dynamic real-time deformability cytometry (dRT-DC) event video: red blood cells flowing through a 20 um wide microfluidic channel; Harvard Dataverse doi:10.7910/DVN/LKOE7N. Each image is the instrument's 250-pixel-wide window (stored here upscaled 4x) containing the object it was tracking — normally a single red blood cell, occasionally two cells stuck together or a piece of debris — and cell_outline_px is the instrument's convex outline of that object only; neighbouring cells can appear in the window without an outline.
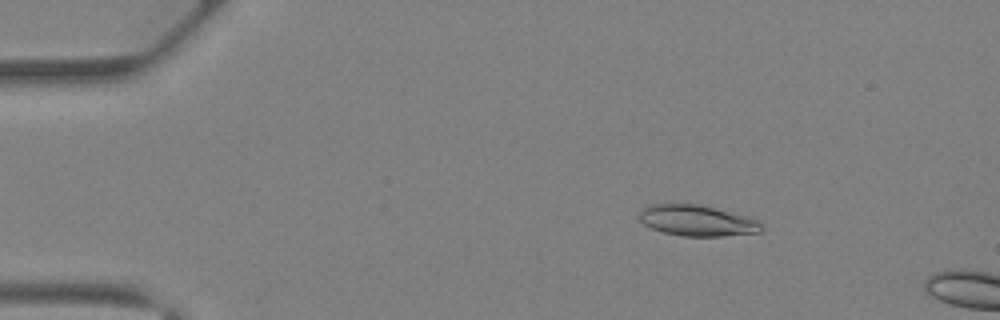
{"species": "Egyptian fruit bat (a non-hibernating species)", "species_latin": "Rousettus aegyptiacus", "temperature_condition": "warm", "stored_images_in_passage": 10, "camera_frame_rate_fps": 3000, "um_per_image_px": 0.085, "animal": {"sex": "female"}, "frame": {"image": 1, "passage_image": 7, "time_ms": 2.0, "image_size_px": [1000, 320], "cell_outline_px": [[764, 228], [760, 232], [724, 236], [684, 236], [664, 232], [652, 228], [644, 224], [640, 220], [640, 212], [648, 204], [700, 204], [748, 216], [764, 224]], "centroid_in_image_um": [59.3, 18.75], "position_along_channel_um": 25.7, "area_um2": 22.02}}